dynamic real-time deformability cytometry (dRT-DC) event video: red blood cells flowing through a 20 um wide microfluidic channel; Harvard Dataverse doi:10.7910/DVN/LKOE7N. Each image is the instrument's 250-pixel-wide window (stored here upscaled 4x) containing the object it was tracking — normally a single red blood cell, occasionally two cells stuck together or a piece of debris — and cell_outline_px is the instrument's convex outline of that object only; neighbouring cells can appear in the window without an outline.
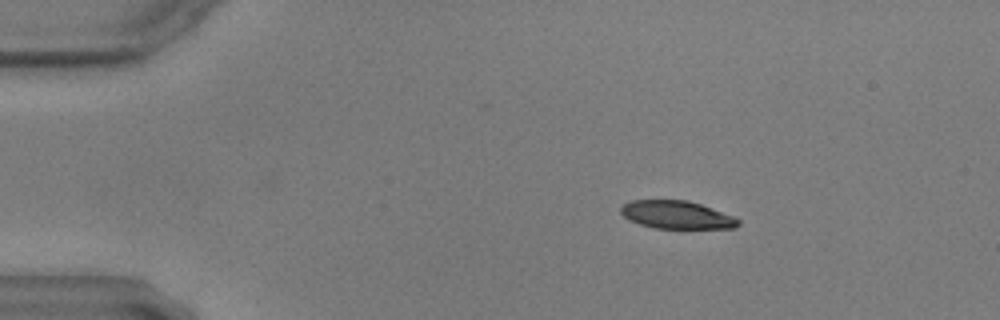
{"species": "common noctule bat (a hibernating species)", "species_latin": "Nyctalus noctula", "temperature_condition": "warm", "stored_images_in_passage": 45, "camera_frame_rate_fps": 3000, "um_per_image_px": 0.085, "animal": {"sex": "male", "body_mass_g": 17.9, "forearm_length_mm": 54.2}, "frame": {"image": 1, "passage_image": 9, "time_ms": 2.667, "image_size_px": [1000, 320], "cell_outline_px": [[740, 224], [736, 228], [652, 228], [628, 220], [620, 212], [620, 208], [624, 204], [632, 200], [688, 200], [700, 204], [732, 216], [740, 220]], "centroid_in_image_um": [57.49, 18.26], "position_along_channel_um": 27.5, "area_um2": 19.02}}
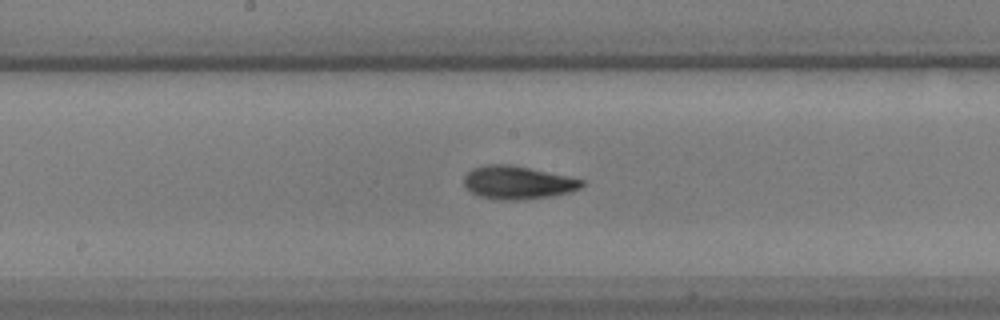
{"frame": {"image": 2, "passage_image": 30, "time_ms": 9.667, "image_size_px": [1000, 320], "cell_outline_px": [[584, 184], [580, 188], [568, 192], [552, 196], [520, 200], [500, 200], [480, 196], [472, 192], [464, 184], [464, 176], [472, 168], [484, 164], [512, 164], [584, 180]], "centroid_in_image_um": [43.98, 15.51], "position_along_channel_um": 204.2, "area_um2": 22.66}}
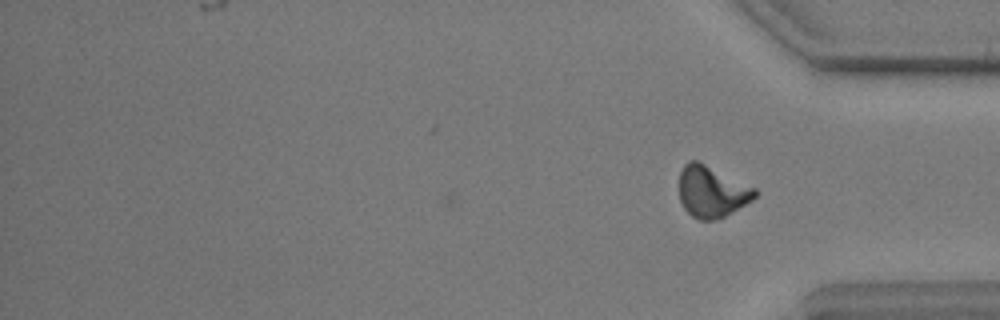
{"frame": {"image": 3, "passage_image": 45, "time_ms": 14.667, "image_size_px": [1000, 320], "cell_outline_px": [[756, 196], [752, 200], [724, 216], [716, 220], [700, 220], [692, 216], [684, 208], [680, 200], [680, 172], [684, 164], [688, 160], [696, 160], [756, 188]], "centroid_in_image_um": [60.48, 16.29], "position_along_channel_um": 374.7, "area_um2": 22.37}}